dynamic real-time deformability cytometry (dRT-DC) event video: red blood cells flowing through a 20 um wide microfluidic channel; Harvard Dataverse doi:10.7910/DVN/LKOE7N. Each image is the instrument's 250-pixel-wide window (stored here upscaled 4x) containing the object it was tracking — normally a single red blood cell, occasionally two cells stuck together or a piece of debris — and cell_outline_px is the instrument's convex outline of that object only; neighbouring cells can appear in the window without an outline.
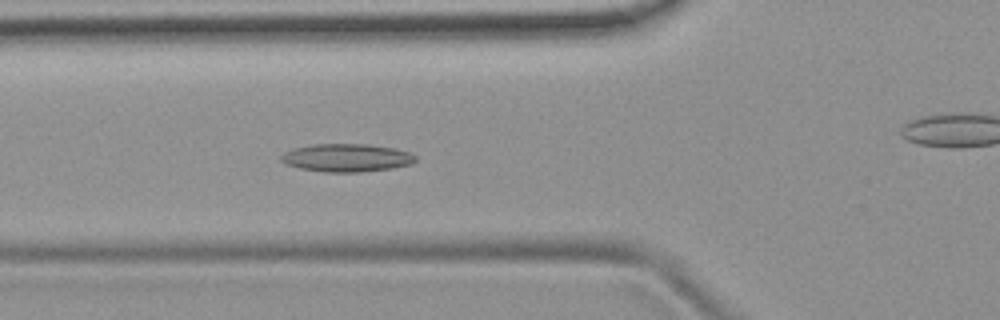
{"species": "common noctule bat (a hibernating species)", "species_latin": "Nyctalus noctula", "temperature_condition": "room temperature", "stored_images_in_passage": 6, "camera_frame_rate_fps": 3000, "um_per_image_px": 0.085, "animal": {"sex": "female", "body_mass_g": 19.9}, "frame": {"image": 1, "passage_image": 5, "time_ms": 5.333, "image_size_px": [1000, 320], "cell_outline_px": [[416, 160], [412, 164], [392, 168], [360, 172], [324, 172], [300, 168], [284, 164], [280, 160], [280, 156], [284, 152], [292, 148], [312, 144], [368, 144], [396, 148], [412, 152], [416, 156]], "centroid_in_image_um": [29.47, 13.4], "position_along_channel_um": 96.3, "area_um2": 22.25}}